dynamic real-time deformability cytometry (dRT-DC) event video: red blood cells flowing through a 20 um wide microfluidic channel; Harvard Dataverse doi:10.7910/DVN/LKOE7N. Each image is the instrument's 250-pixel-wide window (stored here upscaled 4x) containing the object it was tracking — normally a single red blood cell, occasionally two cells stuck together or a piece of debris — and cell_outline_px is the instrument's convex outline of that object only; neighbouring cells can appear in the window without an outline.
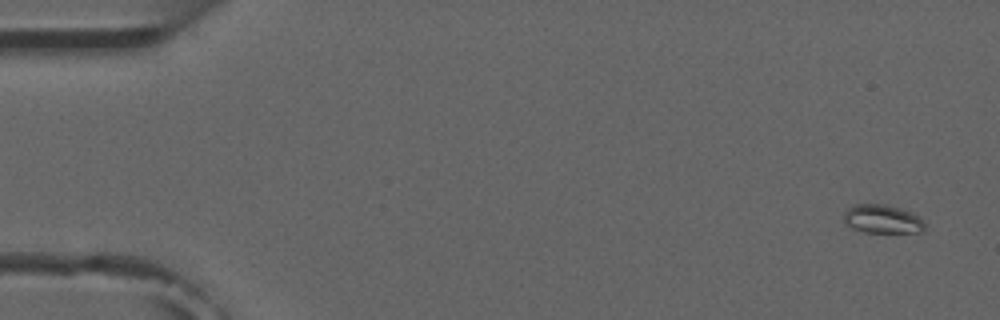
{"species": "common noctule bat (a hibernating species)", "species_latin": "Nyctalus noctula", "temperature_condition": "room temperature", "stored_images_in_passage": 4, "camera_frame_rate_fps": 3000, "um_per_image_px": 0.085, "animal": {"sex": "male", "forearm_length_mm": 52.5}, "frame": {"image": 1, "passage_image": 1, "time_ms": 0.0, "image_size_px": [1000, 320], "cell_outline_px": [[924, 232], [864, 232], [852, 228], [844, 220], [844, 212], [848, 208], [856, 204], [884, 204], [912, 212], [924, 224]], "centroid_in_image_um": [74.98, 18.62], "position_along_channel_um": 10.0, "area_um2": 13.24}}
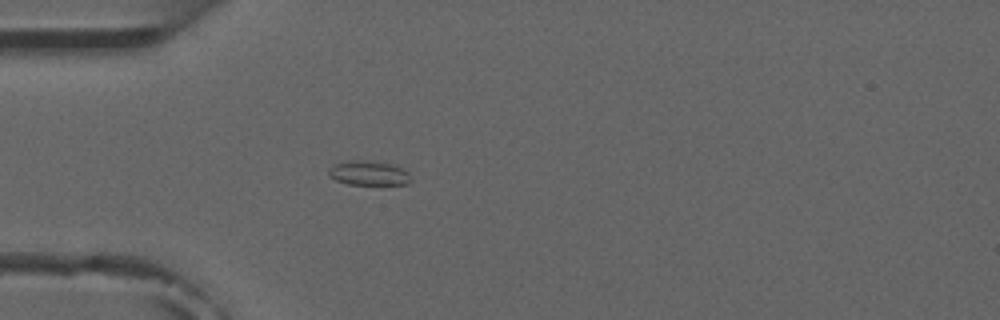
{"frame": {"image": 2, "passage_image": 4, "time_ms": 4.333, "image_size_px": [1000, 320], "cell_outline_px": [[412, 180], [408, 184], [380, 188], [348, 184], [336, 180], [328, 176], [328, 168], [332, 164], [388, 164], [400, 168], [408, 172]], "centroid_in_image_um": [31.42, 14.87], "position_along_channel_um": 53.6, "area_um2": 11.5}}